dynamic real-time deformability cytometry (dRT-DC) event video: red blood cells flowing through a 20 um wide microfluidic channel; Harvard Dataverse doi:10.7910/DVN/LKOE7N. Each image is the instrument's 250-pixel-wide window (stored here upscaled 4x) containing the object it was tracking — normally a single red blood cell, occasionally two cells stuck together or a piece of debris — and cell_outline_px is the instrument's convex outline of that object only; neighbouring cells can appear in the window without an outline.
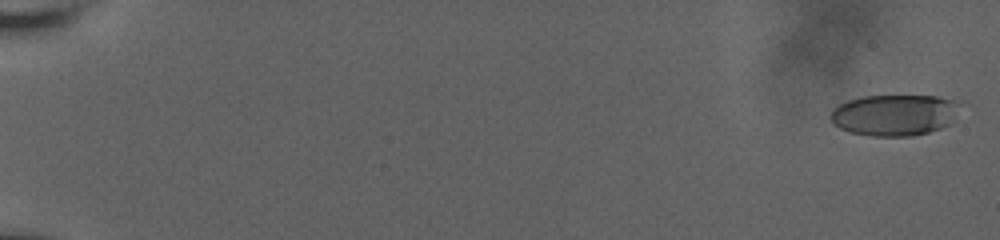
{"species": "human", "species_latin": "Homo sapiens", "temperature_condition": "room temperature", "stored_images_in_passage": 49, "camera_frame_rate_fps": 3000, "um_per_image_px": 0.085, "donor": {"sex": "male"}, "frame": {"image": 1, "passage_image": 3, "time_ms": 0.333, "image_size_px": [1000, 240], "cell_outline_px": [[956, 104], [952, 124], [928, 132], [912, 136], [872, 136], [852, 132], [840, 128], [832, 124], [828, 116], [832, 108], [848, 100], [864, 96], [936, 96], [952, 100]], "centroid_in_image_um": [75.94, 9.78], "position_along_channel_um": 9.1, "area_um2": 30.87}}
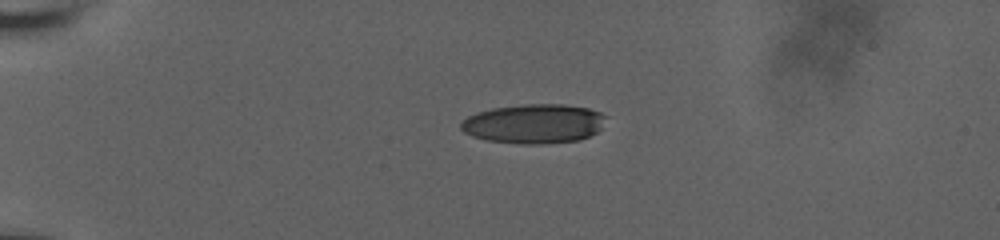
{"frame": {"image": 2, "passage_image": 39, "time_ms": 5.333, "image_size_px": [1000, 240], "cell_outline_px": [[604, 116], [600, 128], [596, 132], [580, 140], [544, 144], [520, 144], [484, 140], [472, 136], [464, 132], [460, 128], [460, 124], [468, 116], [476, 112], [492, 108], [524, 104], [564, 104], [588, 108], [600, 112]], "centroid_in_image_um": [45.34, 10.52], "position_along_channel_um": 39.7, "area_um2": 33.29}}